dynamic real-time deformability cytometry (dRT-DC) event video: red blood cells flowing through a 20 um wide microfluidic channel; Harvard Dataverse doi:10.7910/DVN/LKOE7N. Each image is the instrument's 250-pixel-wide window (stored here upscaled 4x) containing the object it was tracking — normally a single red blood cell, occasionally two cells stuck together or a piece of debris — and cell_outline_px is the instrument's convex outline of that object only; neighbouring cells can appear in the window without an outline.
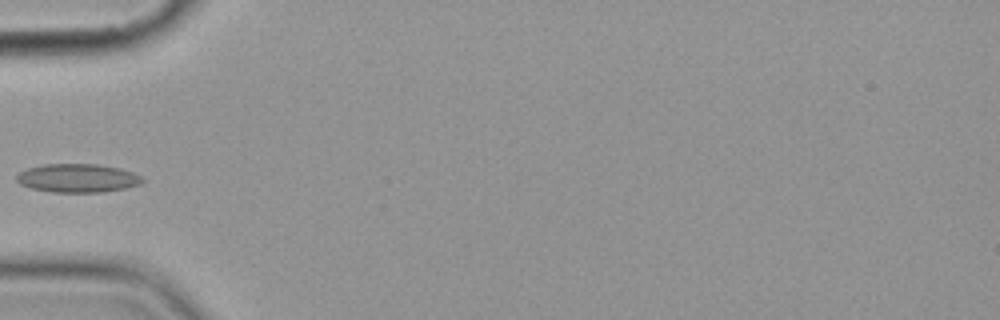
{"species": "common noctule bat (a hibernating species)", "species_latin": "Nyctalus noctula", "temperature_condition": "cold", "stored_images_in_passage": 6, "camera_frame_rate_fps": 3000, "um_per_image_px": 0.085, "animal": {"sex": "female", "body_mass_g": 19.9}, "frame": {"image": 1, "passage_image": 6, "time_ms": 6.0, "image_size_px": [1000, 320], "cell_outline_px": [[148, 180], [140, 184], [124, 188], [100, 192], [52, 192], [32, 188], [20, 184], [16, 180], [16, 176], [20, 172], [28, 168], [44, 164], [96, 164], [120, 168], [132, 172]], "centroid_in_image_um": [6.61, 15.13], "position_along_channel_um": 78.4, "area_um2": 20.87}}